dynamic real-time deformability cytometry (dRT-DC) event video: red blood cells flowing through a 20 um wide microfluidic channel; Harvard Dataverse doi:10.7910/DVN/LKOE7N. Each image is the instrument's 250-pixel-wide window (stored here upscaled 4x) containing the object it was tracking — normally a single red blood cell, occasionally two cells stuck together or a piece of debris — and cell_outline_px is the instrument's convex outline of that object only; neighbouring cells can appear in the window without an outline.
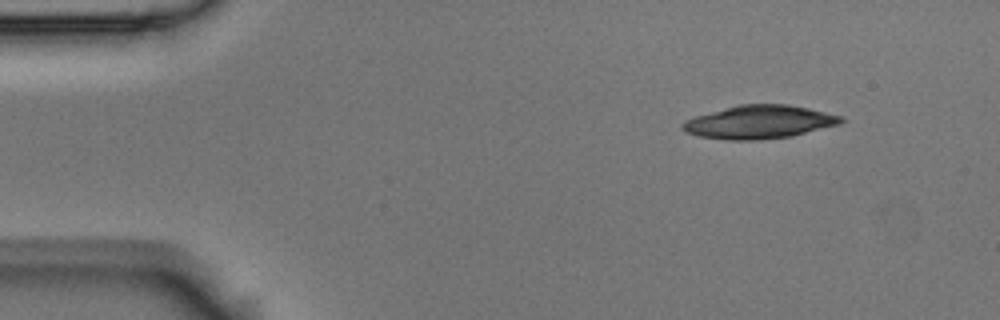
{"species": "Egyptian fruit bat (a non-hibernating species)", "species_latin": "Rousettus aegyptiacus", "temperature_condition": "room temperature", "stored_images_in_passage": 6, "segment_of_instrument_passage": [2, 2], "camera_frame_rate_fps": 3000, "um_per_image_px": 0.085, "animal": {"sex": "male"}, "frame": {"image": 1, "passage_image": 6, "time_ms": 1.667, "image_size_px": [1000, 320], "cell_outline_px": [[844, 120], [840, 124], [792, 136], [756, 140], [724, 140], [700, 136], [684, 132], [680, 128], [680, 124], [684, 120], [696, 116], [740, 104], [788, 104], [808, 108], [844, 116]], "centroid_in_image_um": [64.53, 10.37], "position_along_channel_um": 20.5, "area_um2": 30.81}}